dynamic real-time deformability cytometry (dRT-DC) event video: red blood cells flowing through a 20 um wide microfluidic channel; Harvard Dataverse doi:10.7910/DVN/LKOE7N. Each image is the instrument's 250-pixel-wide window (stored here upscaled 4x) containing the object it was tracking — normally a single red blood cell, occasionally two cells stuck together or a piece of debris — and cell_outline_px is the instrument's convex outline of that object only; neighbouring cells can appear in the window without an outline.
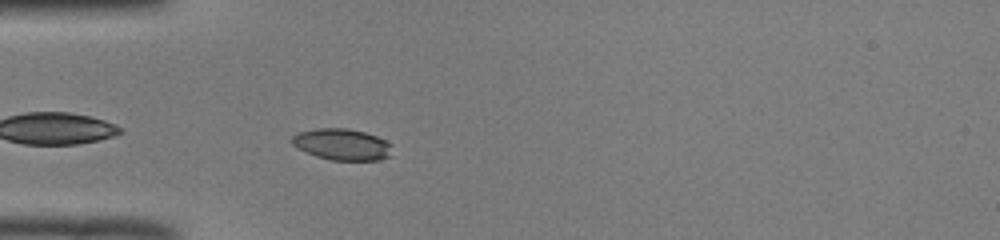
{"species": "common noctule bat (a hibernating species)", "species_latin": "Nyctalus noctula", "temperature_condition": "room temperature", "stored_images_in_passage": 39, "camera_frame_rate_fps": 3000, "um_per_image_px": 0.085, "animal": {"sex": "male", "body_mass_g": 19.0, "forearm_length_mm": 50.8}, "frame": {"image": 1, "passage_image": 3, "time_ms": 0.667, "image_size_px": [1000, 240], "cell_outline_px": [[392, 156], [380, 160], [332, 160], [316, 156], [292, 144], [292, 136], [300, 132], [316, 128], [348, 128], [364, 132], [376, 136], [392, 144]], "centroid_in_image_um": [29.13, 12.28], "position_along_channel_um": 55.9, "area_um2": 18.26}}
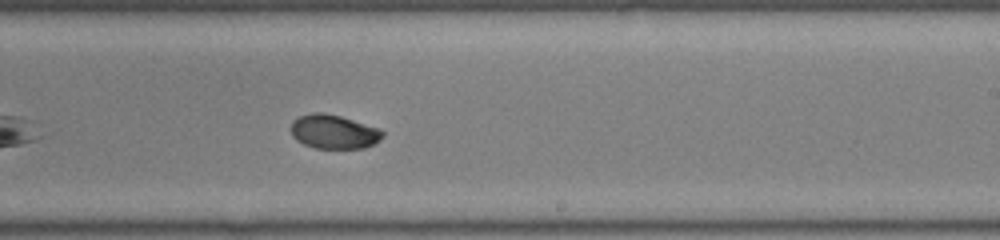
{"frame": {"image": 2, "passage_image": 19, "time_ms": 6.0, "image_size_px": [1000, 240], "cell_outline_px": [[384, 136], [380, 140], [364, 148], [316, 148], [304, 144], [296, 140], [292, 136], [292, 120], [300, 116], [312, 112], [320, 112], [340, 116], [376, 128], [384, 132]], "centroid_in_image_um": [28.34, 11.2], "position_along_channel_um": 260.7, "area_um2": 17.92}}
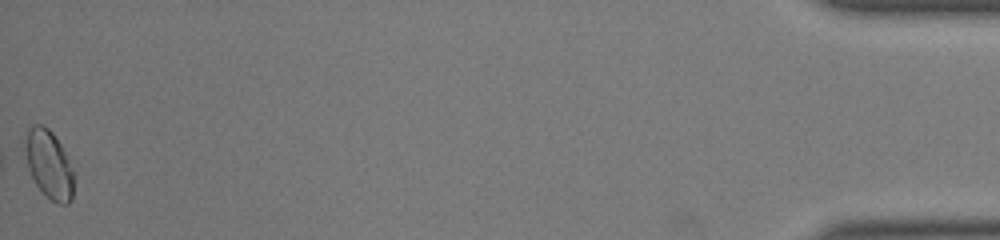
{"frame": {"image": 3, "passage_image": 39, "time_ms": 12.667, "image_size_px": [1000, 240], "cell_outline_px": [[72, 200], [68, 204], [60, 204], [52, 200], [36, 184], [28, 168], [24, 140], [28, 128], [32, 124], [40, 124], [48, 128], [52, 132], [60, 144], [68, 160], [72, 172]], "centroid_in_image_um": [4.13, 13.94], "position_along_channel_um": 431.1, "area_um2": 18.84}, "authors_computed_cell_mechanics": {"area_um2": 18.4382, "velocity_mm_per_s": 3.9661, "shape_relaxation_time_tau1_ms": 4.1332, "shape_relaxation_time_tau2_ms": 1.4383, "deformation_change_tau1": 0.1289, "deformation_change_tau2": 0.0169}}